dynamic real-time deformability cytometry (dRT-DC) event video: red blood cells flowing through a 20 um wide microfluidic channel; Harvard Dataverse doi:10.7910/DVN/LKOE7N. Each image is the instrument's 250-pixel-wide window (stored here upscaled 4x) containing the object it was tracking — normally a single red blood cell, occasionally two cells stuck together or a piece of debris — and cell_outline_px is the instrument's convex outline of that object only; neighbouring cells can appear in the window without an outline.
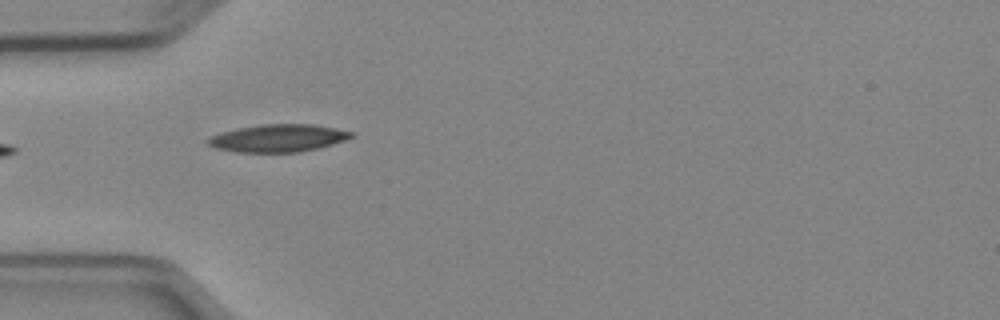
{"species": "Egyptian fruit bat (a non-hibernating species)", "species_latin": "Rousettus aegyptiacus", "temperature_condition": "cold", "stored_images_in_passage": 6, "camera_frame_rate_fps": 3000, "um_per_image_px": 0.085, "animal": {"sex": "female"}, "frame": {"image": 1, "passage_image": 5, "time_ms": 4.667, "image_size_px": [1000, 320], "cell_outline_px": [[352, 136], [344, 140], [332, 144], [300, 152], [236, 152], [216, 148], [208, 144], [208, 140], [212, 136], [220, 132], [236, 128], [260, 124], [312, 124], [352, 132]], "centroid_in_image_um": [23.59, 11.74], "position_along_channel_um": 61.4, "area_um2": 22.72}}